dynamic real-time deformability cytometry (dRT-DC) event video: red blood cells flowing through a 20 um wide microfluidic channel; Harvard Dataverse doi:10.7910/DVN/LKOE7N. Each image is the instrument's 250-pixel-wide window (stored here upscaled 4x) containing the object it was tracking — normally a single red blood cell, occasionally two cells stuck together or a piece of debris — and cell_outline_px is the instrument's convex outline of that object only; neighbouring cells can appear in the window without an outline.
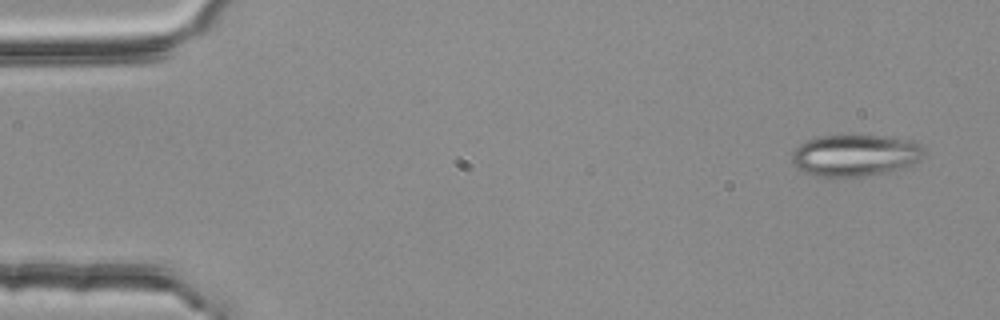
{"species": "common noctule bat (a hibernating species)", "species_latin": "Nyctalus noctula", "temperature_condition": "room temperature", "stored_images_in_passage": 54, "camera_frame_rate_fps": 3000, "um_per_image_px": 0.085, "animal": {"sex": "female", "body_mass_g": 25.1}, "frame": {"image": 1, "passage_image": 3, "time_ms": 0.667, "image_size_px": [1000, 320], "cell_outline_px": [[924, 156], [920, 160], [912, 164], [888, 172], [856, 176], [816, 176], [804, 172], [796, 168], [792, 164], [792, 152], [804, 140], [816, 136], [884, 136], [912, 140], [920, 144], [924, 148]], "centroid_in_image_um": [72.67, 13.19], "position_along_channel_um": 12.3, "area_um2": 32.08}}
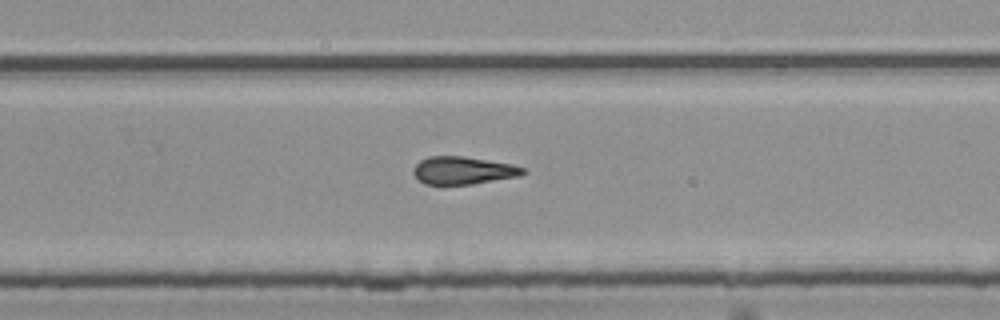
{"frame": {"image": 2, "passage_image": 35, "time_ms": 11.333, "image_size_px": [1000, 320], "cell_outline_px": [[528, 172], [520, 176], [472, 184], [424, 184], [412, 172], [416, 164], [420, 160], [428, 156], [464, 156], [512, 164], [524, 168]], "centroid_in_image_um": [39.39, 14.48], "position_along_channel_um": 290.4, "area_um2": 17.69}}
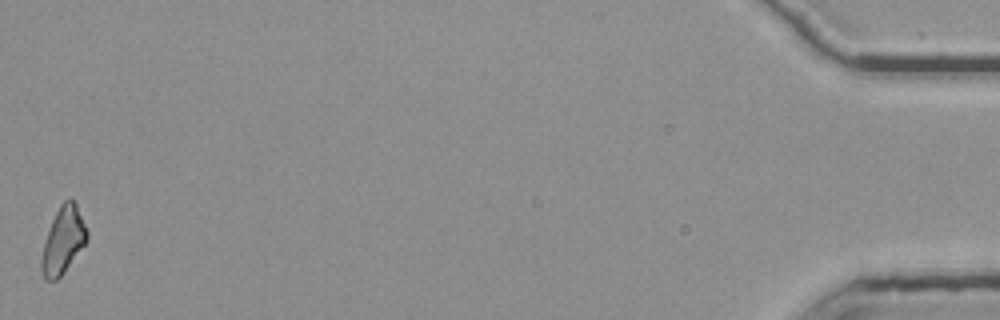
{"frame": {"image": 3, "passage_image": 54, "time_ms": 17.667, "image_size_px": [1000, 320], "cell_outline_px": [[88, 240], [64, 272], [56, 280], [44, 280], [40, 268], [40, 260], [44, 244], [52, 220], [60, 204], [64, 200], [72, 200], [76, 204], [88, 232]], "centroid_in_image_um": [5.35, 20.46], "position_along_channel_um": 429.8, "area_um2": 17.46}, "authors_computed_cell_mechanics": {"area_um2": 18.3226, "velocity_mm_per_s": 3.781, "shape_relaxation_time_tau1_ms": null, "shape_relaxation_time_tau2_ms": 6.5769, "deformation_change_tau1": null, "deformation_change_tau2": 0.2014}}